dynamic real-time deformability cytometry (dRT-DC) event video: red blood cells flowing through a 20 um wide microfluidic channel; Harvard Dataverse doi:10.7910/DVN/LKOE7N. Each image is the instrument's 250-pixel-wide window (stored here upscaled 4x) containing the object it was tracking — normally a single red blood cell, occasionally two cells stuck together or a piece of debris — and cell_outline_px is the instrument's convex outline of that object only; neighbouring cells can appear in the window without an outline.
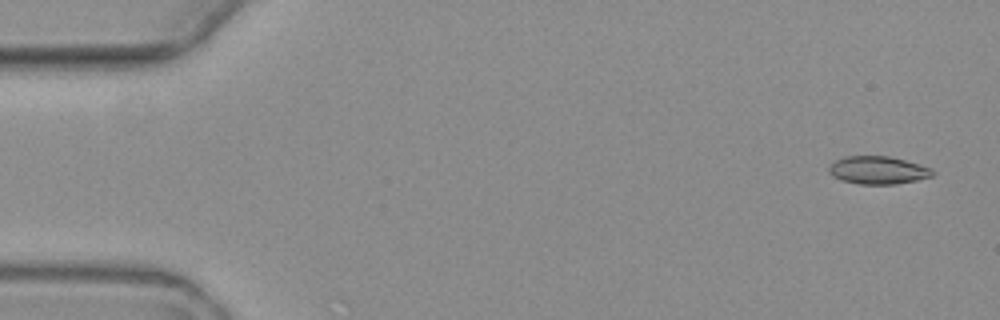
{"species": "common noctule bat (a hibernating species)", "species_latin": "Nyctalus noctula", "temperature_condition": "warm", "stored_images_in_passage": 4, "camera_frame_rate_fps": 3000, "um_per_image_px": 0.085, "animal": {"sex": "female", "body_mass_g": 19.3, "forearm_length_mm": 54.1}, "frame": {"image": 1, "passage_image": 1, "time_ms": 0.0, "image_size_px": [1000, 320], "cell_outline_px": [[936, 172], [932, 176], [916, 180], [896, 184], [860, 184], [840, 180], [832, 176], [828, 172], [828, 168], [832, 160], [844, 156], [888, 156], [920, 164], [932, 168]], "centroid_in_image_um": [74.59, 14.46], "position_along_channel_um": 10.4, "area_um2": 17.05}}
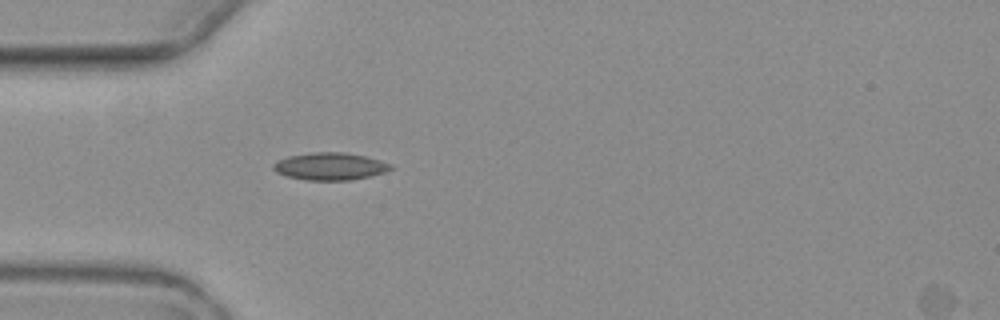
{"frame": {"image": 2, "passage_image": 4, "time_ms": 4.667, "image_size_px": [1000, 320], "cell_outline_px": [[392, 168], [384, 172], [368, 176], [348, 180], [304, 180], [288, 176], [276, 172], [272, 168], [272, 164], [276, 160], [288, 156], [312, 152], [348, 152], [368, 156], [392, 164]], "centroid_in_image_um": [28.03, 14.12], "position_along_channel_um": 57.0, "area_um2": 18.84}}